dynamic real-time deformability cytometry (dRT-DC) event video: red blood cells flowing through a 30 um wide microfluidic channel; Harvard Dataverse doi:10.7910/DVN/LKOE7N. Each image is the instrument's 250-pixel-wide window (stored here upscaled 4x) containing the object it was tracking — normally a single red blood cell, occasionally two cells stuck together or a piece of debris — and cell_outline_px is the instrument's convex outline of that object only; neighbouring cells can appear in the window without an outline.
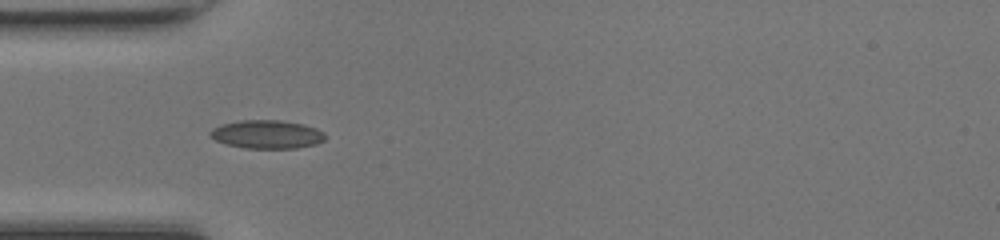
{"species": "common noctule bat (a hibernating species)", "species_latin": "Nyctalus noctula", "temperature_condition": "room temperature", "stored_images_in_passage": 34, "camera_frame_rate_fps": 3000, "um_per_image_px": 0.085, "animal": {"sex": "female", "body_mass_g": 17.0, "forearm_length_mm": 48.0}, "frame": {"image": 1, "passage_image": 1, "time_ms": 0.0, "image_size_px": [1000, 240], "cell_outline_px": [[328, 136], [324, 140], [316, 144], [296, 148], [244, 148], [228, 144], [216, 140], [208, 136], [208, 132], [212, 128], [220, 124], [240, 120], [280, 120], [304, 124], [316, 128], [324, 132]], "centroid_in_image_um": [22.69, 11.41], "position_along_channel_um": 62.3, "area_um2": 19.25}}
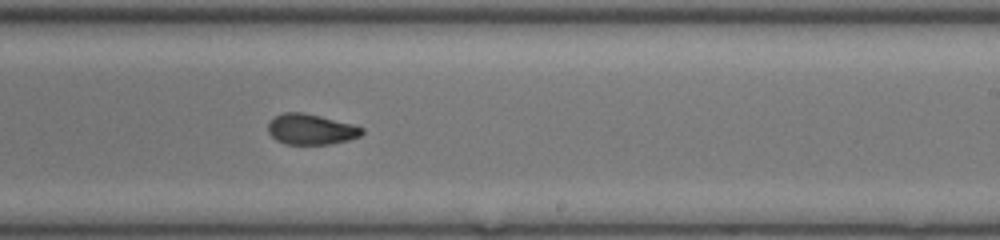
{"frame": {"image": 2, "passage_image": 15, "time_ms": 4.667, "image_size_px": [1000, 240], "cell_outline_px": [[364, 132], [360, 136], [348, 140], [328, 144], [284, 144], [276, 140], [268, 132], [268, 124], [276, 116], [284, 112], [304, 112], [352, 124], [364, 128]], "centroid_in_image_um": [26.43, 10.99], "position_along_channel_um": 262.6, "area_um2": 16.65}}
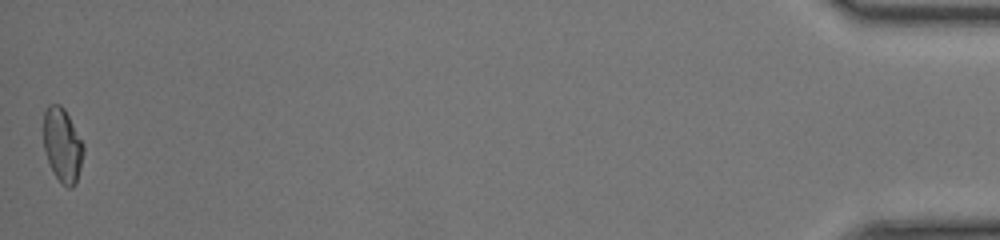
{"frame": {"image": 3, "passage_image": 34, "time_ms": 11.0, "image_size_px": [1000, 240], "cell_outline_px": [[84, 152], [76, 184], [72, 188], [68, 188], [56, 176], [48, 160], [44, 148], [44, 112], [48, 104], [60, 104], [64, 108], [84, 144]], "centroid_in_image_um": [5.32, 12.31], "position_along_channel_um": 429.9, "area_um2": 17.05}, "authors_computed_cell_mechanics": {"area_um2": 17.1666, "velocity_mm_per_s": 4.2954, "shape_relaxation_time_tau1_ms": 10.6026, "shape_relaxation_time_tau2_ms": 1.6895, "deformation_change_tau1": 0.2198, "deformation_change_tau2": 0.0639}}